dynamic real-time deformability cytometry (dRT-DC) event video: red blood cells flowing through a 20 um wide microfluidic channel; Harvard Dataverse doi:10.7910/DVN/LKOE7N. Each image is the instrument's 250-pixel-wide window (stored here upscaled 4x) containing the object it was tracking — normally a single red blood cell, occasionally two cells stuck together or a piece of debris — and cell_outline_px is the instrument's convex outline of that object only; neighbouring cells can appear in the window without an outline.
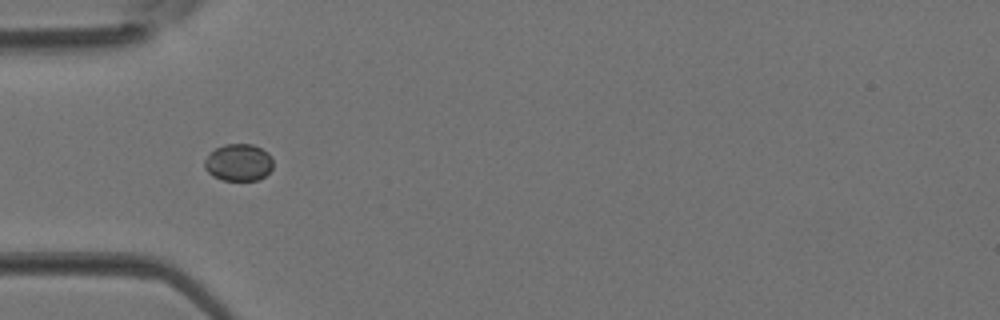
{"species": "Egyptian fruit bat (a non-hibernating species)", "species_latin": "Rousettus aegyptiacus", "temperature_condition": "room temperature", "stored_images_in_passage": 4, "camera_frame_rate_fps": 3000, "um_per_image_px": 0.085, "animal": {"sex": "female"}, "frame": {"image": 1, "passage_image": 4, "time_ms": 1.0, "image_size_px": [1000, 320], "cell_outline_px": [[272, 168], [264, 176], [256, 180], [224, 180], [212, 176], [204, 168], [204, 160], [216, 148], [224, 144], [252, 144], [268, 152], [272, 160]], "centroid_in_image_um": [20.27, 13.81], "position_along_channel_um": 64.7, "area_um2": 14.68}}